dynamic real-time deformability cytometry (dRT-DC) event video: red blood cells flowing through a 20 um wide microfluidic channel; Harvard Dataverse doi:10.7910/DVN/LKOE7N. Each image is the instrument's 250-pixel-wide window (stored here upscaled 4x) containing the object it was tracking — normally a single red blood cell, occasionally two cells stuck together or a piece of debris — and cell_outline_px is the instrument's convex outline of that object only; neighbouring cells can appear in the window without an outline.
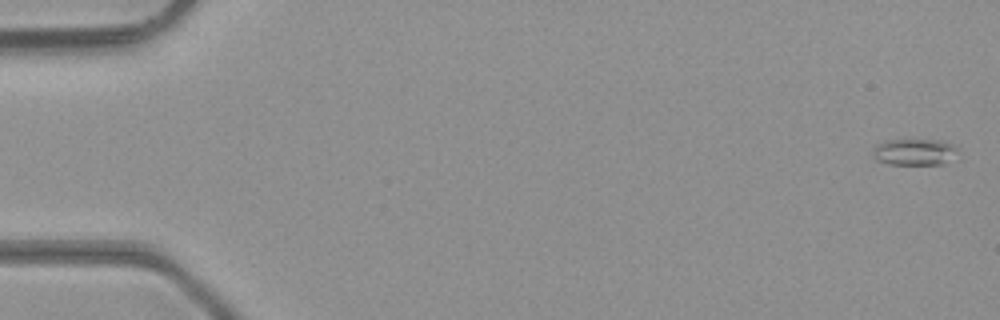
{"species": "common noctule bat (a hibernating species)", "species_latin": "Nyctalus noctula", "temperature_condition": "room temperature", "stored_images_in_passage": 50, "camera_frame_rate_fps": 3000, "um_per_image_px": 0.085, "animal": {"sex": "male", "body_mass_g": 23.1, "forearm_length_mm": 52.7}, "frame": {"image": 1, "passage_image": 2, "time_ms": 0.333, "image_size_px": [1000, 320], "cell_outline_px": [[956, 148], [944, 164], [888, 164], [876, 160], [872, 156], [872, 148], [876, 144], [884, 140], [944, 140], [952, 144]], "centroid_in_image_um": [77.6, 12.9], "position_along_channel_um": 7.4, "area_um2": 12.95}}
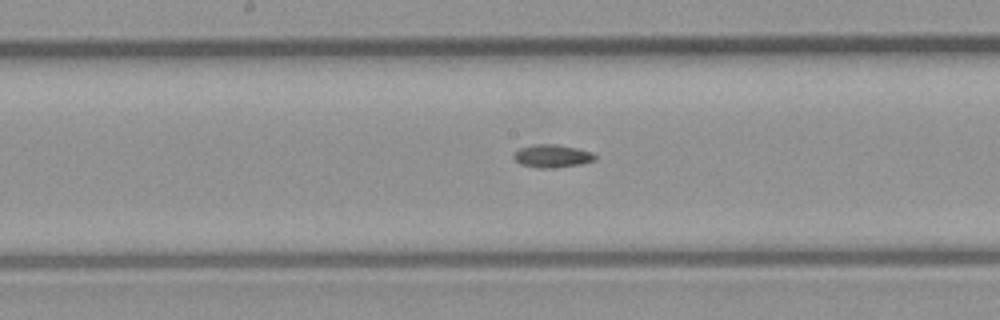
{"frame": {"image": 2, "passage_image": 26, "time_ms": 8.333, "image_size_px": [1000, 320], "cell_outline_px": [[596, 160], [580, 164], [548, 168], [540, 168], [520, 164], [512, 156], [520, 148], [532, 144], [556, 144], [576, 148], [592, 152], [596, 156]], "centroid_in_image_um": [46.93, 13.25], "position_along_channel_um": 201.3, "area_um2": 10.75}}
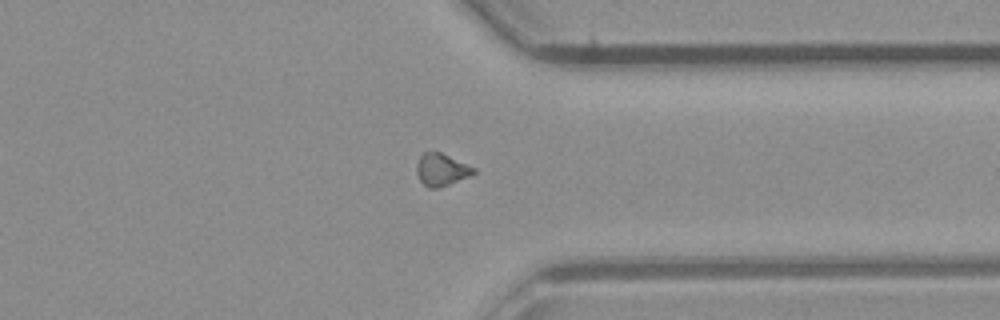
{"frame": {"image": 3, "passage_image": 38, "time_ms": 12.333, "image_size_px": [1000, 320], "cell_outline_px": [[476, 172], [472, 176], [436, 188], [428, 188], [420, 180], [416, 172], [416, 164], [420, 156], [424, 152], [440, 152], [476, 168]], "centroid_in_image_um": [37.53, 14.42], "position_along_channel_um": 373.9, "area_um2": 10.69}, "authors_computed_cell_mechanics": {"area_um2": 10.8664, "velocity_mm_per_s": 4.3892, "shape_relaxation_time_tau1_ms": null, "shape_relaxation_time_tau2_ms": 7.0354, "deformation_change_tau1": null, "deformation_change_tau2": 0.1413}}